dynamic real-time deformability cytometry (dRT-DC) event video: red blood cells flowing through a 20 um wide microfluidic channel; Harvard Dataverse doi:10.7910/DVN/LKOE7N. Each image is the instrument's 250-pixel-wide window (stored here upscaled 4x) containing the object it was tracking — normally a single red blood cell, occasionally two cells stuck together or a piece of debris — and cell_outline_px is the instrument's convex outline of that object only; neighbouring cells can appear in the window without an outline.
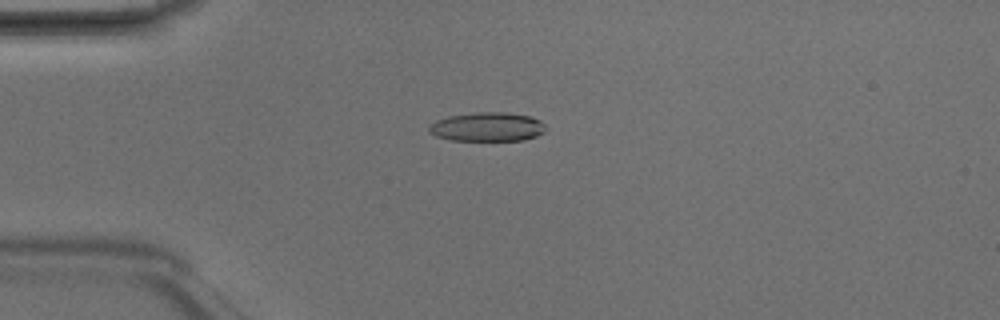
{"species": "Egyptian fruit bat (a non-hibernating species)", "species_latin": "Rousettus aegyptiacus", "temperature_condition": "room temperature", "stored_images_in_passage": 5, "camera_frame_rate_fps": 3000, "um_per_image_px": 0.085, "animal": {"sex": "male"}, "frame": {"image": 1, "passage_image": 3, "time_ms": 0.667, "image_size_px": [1000, 320], "cell_outline_px": [[548, 128], [544, 132], [536, 136], [524, 140], [452, 140], [436, 136], [428, 132], [428, 128], [436, 120], [448, 116], [476, 112], [504, 112], [532, 116], [540, 120]], "centroid_in_image_um": [41.45, 10.78], "position_along_channel_um": 43.5, "area_um2": 19.83}}
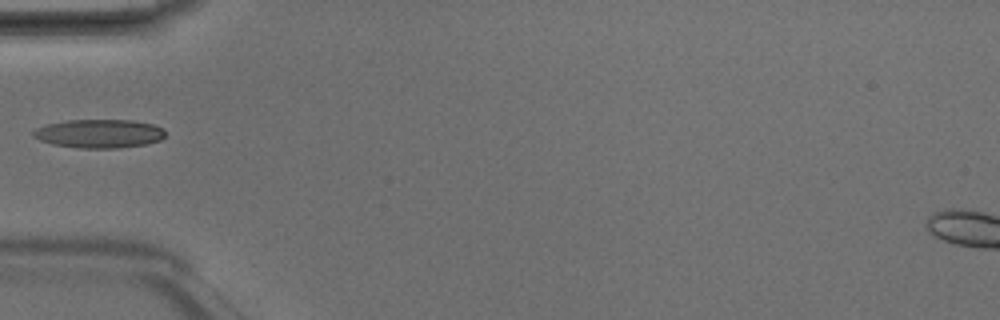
{"frame": {"image": 2, "passage_image": 4, "time_ms": 1.0, "image_size_px": [1000, 320], "cell_outline_px": [[164, 136], [160, 140], [148, 144], [116, 148], [80, 148], [52, 144], [40, 140], [32, 136], [32, 132], [36, 128], [48, 124], [68, 120], [132, 120], [152, 124], [164, 128]], "centroid_in_image_um": [8.44, 11.36], "position_along_channel_um": 76.6, "area_um2": 22.02}}